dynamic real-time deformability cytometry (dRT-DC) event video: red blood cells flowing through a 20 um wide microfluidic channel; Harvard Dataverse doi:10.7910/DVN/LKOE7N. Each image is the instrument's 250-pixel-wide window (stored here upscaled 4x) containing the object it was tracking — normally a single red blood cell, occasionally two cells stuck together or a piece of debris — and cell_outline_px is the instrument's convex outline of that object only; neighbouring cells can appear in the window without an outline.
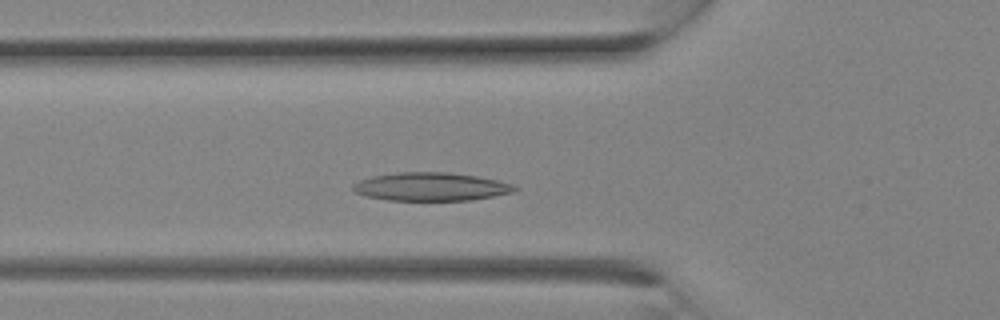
{"species": "Egyptian fruit bat (a non-hibernating species)", "species_latin": "Rousettus aegyptiacus", "temperature_condition": "room temperature", "stored_images_in_passage": 8, "camera_frame_rate_fps": 3000, "um_per_image_px": 0.085, "animal": {"sex": "female"}, "frame": {"image": 1, "passage_image": 6, "time_ms": 1.667, "image_size_px": [1000, 320], "cell_outline_px": [[520, 188], [512, 192], [492, 196], [468, 200], [388, 200], [368, 196], [356, 192], [352, 188], [352, 184], [360, 180], [372, 176], [396, 172], [448, 172], [476, 176], [496, 180], [512, 184]], "centroid_in_image_um": [36.61, 15.86], "position_along_channel_um": 89.2, "area_um2": 26.41}}
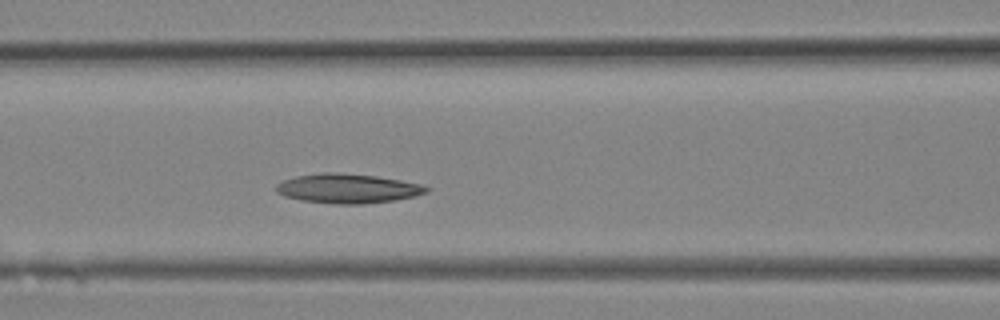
{"frame": {"image": 2, "passage_image": 8, "time_ms": 2.333, "image_size_px": [1000, 320], "cell_outline_px": [[432, 188], [428, 192], [416, 196], [396, 200], [360, 204], [336, 204], [300, 200], [284, 196], [276, 192], [276, 184], [284, 180], [296, 176], [320, 172], [336, 172], [376, 176], [400, 180], [420, 184]], "centroid_in_image_um": [29.56, 16.02], "position_along_channel_um": 137.0, "area_um2": 25.89}}